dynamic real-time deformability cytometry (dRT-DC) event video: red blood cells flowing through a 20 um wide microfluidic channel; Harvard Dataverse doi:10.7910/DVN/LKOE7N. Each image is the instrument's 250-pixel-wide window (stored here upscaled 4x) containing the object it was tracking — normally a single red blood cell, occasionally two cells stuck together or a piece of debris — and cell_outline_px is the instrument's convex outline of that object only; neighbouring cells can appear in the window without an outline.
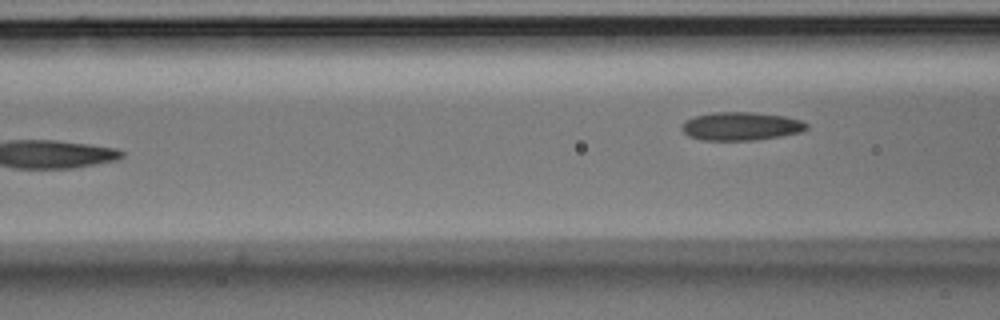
{"species": "Egyptian fruit bat (a non-hibernating species)", "species_latin": "Rousettus aegyptiacus", "temperature_condition": "room temperature", "stored_images_in_passage": 8, "camera_frame_rate_fps": 3000, "um_per_image_px": 0.085, "animal": {"sex": "male"}, "frame": {"image": 1, "passage_image": 8, "time_ms": 2.333, "image_size_px": [1000, 320], "cell_outline_px": [[808, 128], [800, 132], [780, 136], [752, 140], [704, 140], [688, 136], [680, 128], [680, 124], [684, 120], [696, 116], [712, 112], [756, 112], [784, 116], [800, 120], [808, 124]], "centroid_in_image_um": [62.95, 10.72], "position_along_channel_um": 103.7, "area_um2": 20.63}}